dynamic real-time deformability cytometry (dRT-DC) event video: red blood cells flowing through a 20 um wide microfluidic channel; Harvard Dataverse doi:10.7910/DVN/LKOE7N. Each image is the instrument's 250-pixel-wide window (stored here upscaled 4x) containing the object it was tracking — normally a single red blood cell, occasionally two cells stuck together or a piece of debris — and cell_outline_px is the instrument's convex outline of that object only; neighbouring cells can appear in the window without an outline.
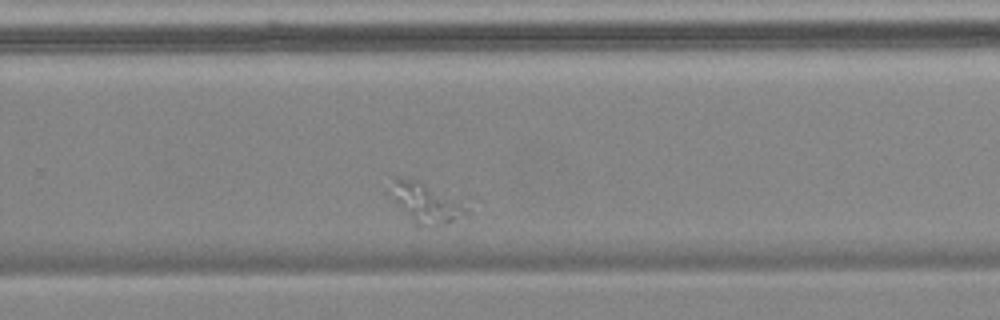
{"species": "common noctule bat (a hibernating species)", "species_latin": "Nyctalus noctula", "temperature_condition": "cold", "stored_images_in_passage": 36, "camera_frame_rate_fps": 3000, "um_per_image_px": 0.085, "animal": {"sex": "female", "body_mass_g": 18.4}, "frame": {"image": 1, "passage_image": 25, "time_ms": 8.0, "image_size_px": [1000, 320], "cell_outline_px": [[460, 216], [444, 224], [420, 228], [416, 228], [400, 208], [396, 200], [392, 176], [396, 176], [420, 180], [452, 204], [460, 212]], "centroid_in_image_um": [35.93, 17.29], "position_along_channel_um": 293.9, "area_um2": 15.37}}